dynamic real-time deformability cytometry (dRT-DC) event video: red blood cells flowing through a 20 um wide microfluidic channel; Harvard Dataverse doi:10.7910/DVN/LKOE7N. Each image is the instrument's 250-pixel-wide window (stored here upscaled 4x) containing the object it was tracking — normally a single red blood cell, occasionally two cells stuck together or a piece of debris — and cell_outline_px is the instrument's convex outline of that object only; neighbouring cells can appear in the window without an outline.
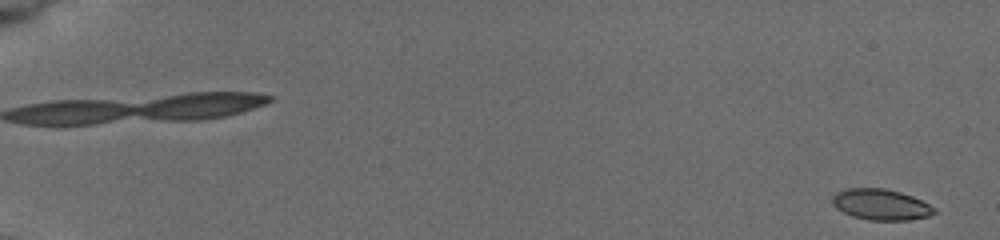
{"species": "common noctule bat (a hibernating species)", "species_latin": "Nyctalus noctula", "temperature_condition": "cold", "stored_images_in_passage": 57, "camera_frame_rate_fps": 3000, "um_per_image_px": 0.085, "animal": {"sex": "female", "body_mass_g": 19.5, "forearm_length_mm": 54.1}, "frame": {"image": 1, "passage_image": 1, "time_ms": 0.0, "image_size_px": [1000, 240], "cell_outline_px": [[936, 212], [928, 216], [908, 220], [868, 220], [852, 216], [836, 208], [832, 204], [832, 196], [836, 192], [844, 188], [884, 188], [900, 192], [912, 196], [936, 208]], "centroid_in_image_um": [74.84, 17.38], "position_along_channel_um": 10.2, "area_um2": 18.38}}
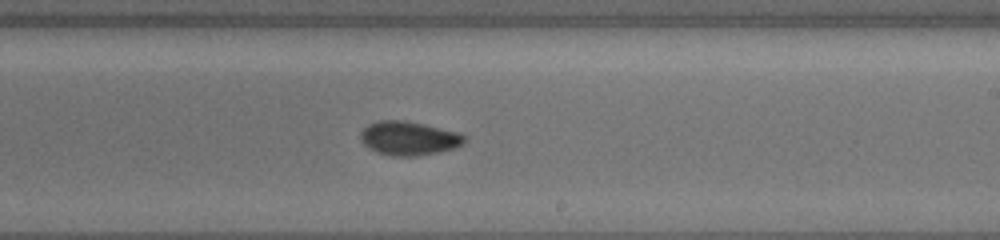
{"frame": {"image": 2, "passage_image": 32, "time_ms": 11.333, "image_size_px": [1000, 240], "cell_outline_px": [[468, 140], [464, 144], [456, 148], [440, 152], [416, 156], [392, 156], [376, 152], [368, 148], [360, 140], [360, 132], [368, 124], [380, 120], [404, 120], [424, 124], [460, 132], [468, 136]], "centroid_in_image_um": [34.8, 11.75], "position_along_channel_um": 254.2, "area_um2": 20.98}}
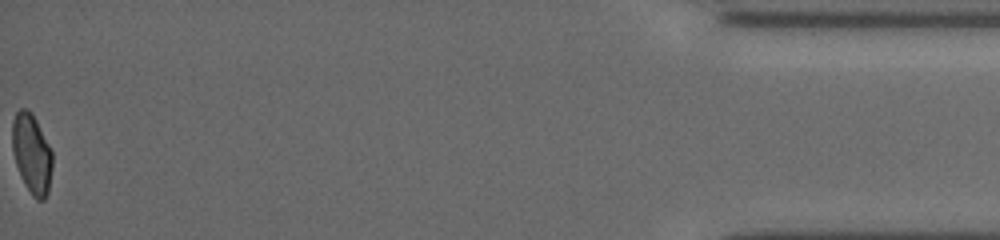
{"frame": {"image": 3, "passage_image": 57, "time_ms": 18.0, "image_size_px": [1000, 240], "cell_outline_px": [[52, 168], [48, 192], [44, 200], [36, 200], [32, 196], [24, 184], [20, 176], [16, 164], [12, 148], [12, 124], [16, 112], [20, 108], [28, 108], [32, 112], [52, 148]], "centroid_in_image_um": [2.71, 13.05], "position_along_channel_um": 432.5, "area_um2": 18.96}, "authors_computed_cell_mechanics": {"area_um2": 19.4786, "velocity_mm_per_s": 3.8662, "shape_relaxation_time_tau1_ms": 4.8638, "shape_relaxation_time_tau2_ms": 3.5319, "deformation_change_tau1": 0.1369, "deformation_change_tau2": 0.0691}}